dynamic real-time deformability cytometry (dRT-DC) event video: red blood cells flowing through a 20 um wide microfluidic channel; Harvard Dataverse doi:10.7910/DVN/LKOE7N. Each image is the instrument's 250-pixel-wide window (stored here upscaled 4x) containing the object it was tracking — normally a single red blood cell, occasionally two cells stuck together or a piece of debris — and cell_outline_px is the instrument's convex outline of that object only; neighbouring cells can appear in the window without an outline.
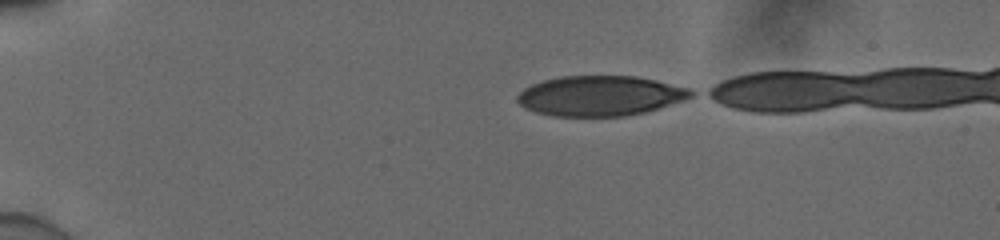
{"species": "human", "species_latin": "Homo sapiens", "temperature_condition": "cold", "stored_images_in_passage": 36, "camera_frame_rate_fps": 3000, "um_per_image_px": 0.085, "donor": {"sex": "male"}, "frame": {"image": 1, "passage_image": 1, "time_ms": 0.0, "image_size_px": [1000, 240], "cell_outline_px": [[696, 92], [692, 96], [684, 100], [644, 112], [624, 116], [552, 116], [536, 112], [524, 108], [516, 100], [516, 96], [524, 88], [532, 84], [544, 80], [560, 76], [636, 76], [656, 80], [688, 88]], "centroid_in_image_um": [50.98, 8.14], "position_along_channel_um": 34.0, "area_um2": 40.52}}
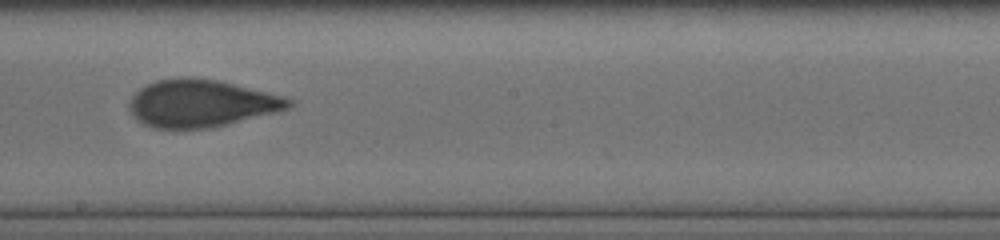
{"frame": {"image": 2, "passage_image": 20, "time_ms": 6.333, "image_size_px": [1000, 240], "cell_outline_px": [[292, 104], [288, 108], [280, 112], [228, 124], [208, 128], [156, 128], [144, 124], [132, 116], [128, 108], [128, 100], [140, 88], [156, 80], [184, 76], [188, 76], [216, 80], [284, 96], [292, 100]], "centroid_in_image_um": [17.08, 8.78], "position_along_channel_um": 231.1, "area_um2": 44.1}}
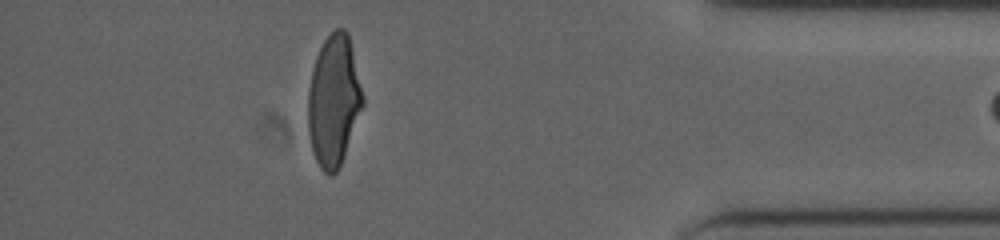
{"frame": {"image": 3, "passage_image": 34, "time_ms": 11.0, "image_size_px": [1000, 240], "cell_outline_px": [[364, 104], [344, 156], [336, 172], [332, 176], [328, 176], [320, 168], [312, 152], [308, 132], [308, 92], [312, 68], [316, 56], [324, 40], [336, 28], [344, 28], [348, 32], [364, 96]], "centroid_in_image_um": [28.36, 8.57], "position_along_channel_um": 406.8, "area_um2": 41.96}}